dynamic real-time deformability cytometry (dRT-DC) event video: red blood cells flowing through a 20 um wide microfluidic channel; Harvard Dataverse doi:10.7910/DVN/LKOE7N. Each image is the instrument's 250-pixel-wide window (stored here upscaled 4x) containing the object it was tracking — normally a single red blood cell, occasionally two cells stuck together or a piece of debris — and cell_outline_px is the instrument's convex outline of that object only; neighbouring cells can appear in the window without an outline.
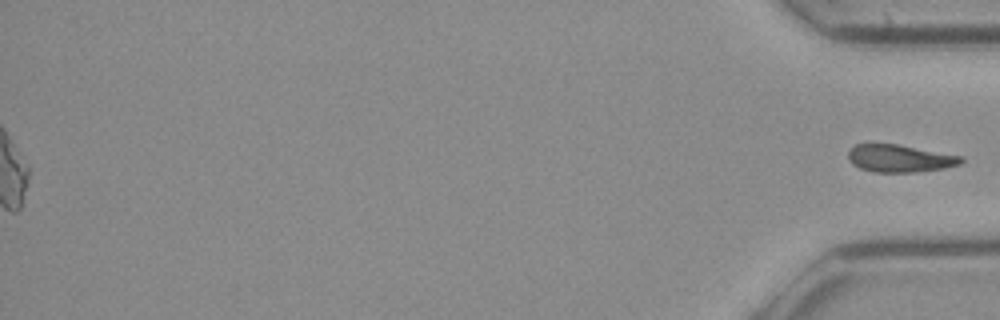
{"species": "common noctule bat (a hibernating species)", "species_latin": "Nyctalus noctula", "temperature_condition": "cold", "stored_images_in_passage": 48, "segment_of_instrument_passage": [2, 2], "camera_frame_rate_fps": 3000, "um_per_image_px": 0.085, "animal": {"sex": "female", "body_mass_g": 21.9}, "frame": {"image": 1, "passage_image": 48, "time_ms": 15.667, "image_size_px": [1000, 320], "cell_outline_px": [[964, 160], [960, 164], [944, 168], [916, 172], [876, 172], [860, 168], [852, 164], [848, 160], [848, 152], [856, 144], [896, 144], [964, 156]], "centroid_in_image_um": [76.5, 13.47], "position_along_channel_um": 358.7, "area_um2": 18.03}}